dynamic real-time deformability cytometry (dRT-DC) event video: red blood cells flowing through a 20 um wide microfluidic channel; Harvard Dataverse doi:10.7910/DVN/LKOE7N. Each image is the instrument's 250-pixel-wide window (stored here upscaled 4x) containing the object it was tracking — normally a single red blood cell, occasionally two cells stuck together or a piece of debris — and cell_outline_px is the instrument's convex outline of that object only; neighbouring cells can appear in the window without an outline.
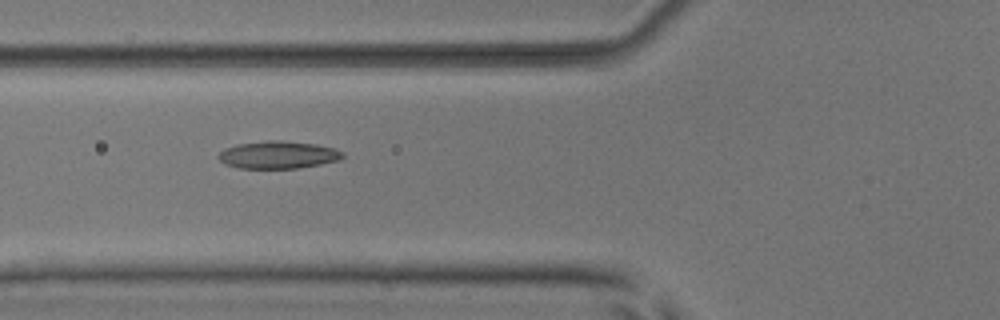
{"species": "common noctule bat (a hibernating species)", "species_latin": "Nyctalus noctula", "temperature_condition": "room temperature", "stored_images_in_passage": 6, "camera_frame_rate_fps": 3000, "um_per_image_px": 0.085, "animal": {"sex": "male", "body_mass_g": 17.9, "forearm_length_mm": 54.2}, "frame": {"image": 1, "passage_image": 6, "time_ms": 5.667, "image_size_px": [1000, 320], "cell_outline_px": [[344, 156], [340, 160], [300, 168], [240, 168], [224, 164], [216, 156], [224, 148], [236, 144], [268, 140], [280, 140], [316, 144], [336, 148], [344, 152]], "centroid_in_image_um": [23.65, 13.15], "position_along_channel_um": 102.2, "area_um2": 20.11}}